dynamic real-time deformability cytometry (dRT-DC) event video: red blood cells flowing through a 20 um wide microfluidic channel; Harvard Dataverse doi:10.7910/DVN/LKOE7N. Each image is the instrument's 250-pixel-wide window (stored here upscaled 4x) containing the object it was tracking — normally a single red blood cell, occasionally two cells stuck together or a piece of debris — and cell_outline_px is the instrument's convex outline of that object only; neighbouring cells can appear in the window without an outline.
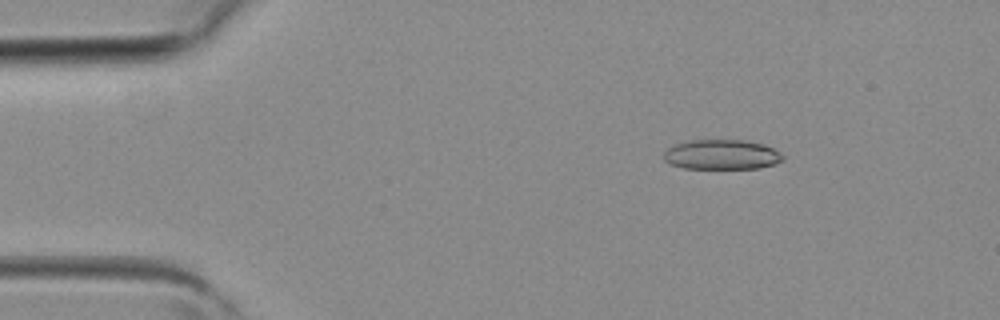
{"species": "common noctule bat (a hibernating species)", "species_latin": "Nyctalus noctula", "temperature_condition": "room temperature", "stored_images_in_passage": 3, "camera_frame_rate_fps": 3000, "um_per_image_px": 0.085, "animal": {"sex": "female", "body_mass_g": 19.3, "forearm_length_mm": 54.1}, "frame": {"image": 1, "passage_image": 1, "time_ms": 0.0, "image_size_px": [1000, 320], "cell_outline_px": [[784, 160], [776, 164], [760, 168], [684, 168], [672, 164], [664, 160], [664, 152], [672, 144], [688, 140], [744, 140], [764, 144], [780, 152], [784, 156]], "centroid_in_image_um": [61.36, 13.13], "position_along_channel_um": 23.6, "area_um2": 20.87}}